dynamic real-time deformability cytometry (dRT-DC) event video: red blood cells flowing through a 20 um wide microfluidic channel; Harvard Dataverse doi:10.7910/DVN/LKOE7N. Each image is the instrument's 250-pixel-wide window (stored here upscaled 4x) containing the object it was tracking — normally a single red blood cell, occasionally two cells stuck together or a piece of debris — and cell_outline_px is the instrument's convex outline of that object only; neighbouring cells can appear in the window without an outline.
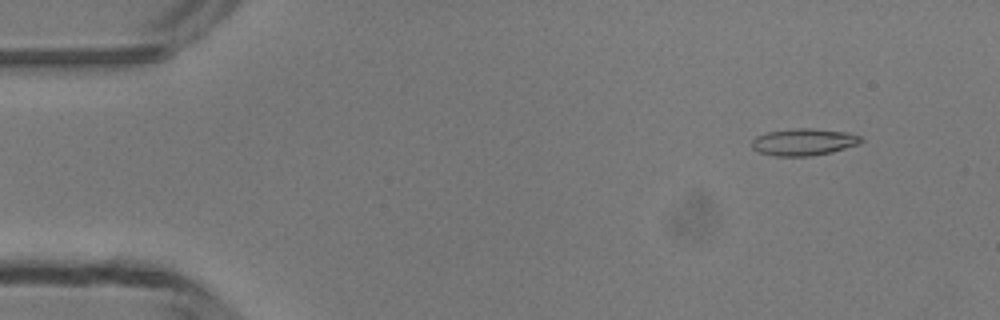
{"species": "common noctule bat (a hibernating species)", "species_latin": "Nyctalus noctula", "temperature_condition": "room temperature", "stored_images_in_passage": 49, "camera_frame_rate_fps": 3000, "um_per_image_px": 0.085, "animal": {"sex": "male", "body_mass_g": 13.3}, "frame": {"image": 1, "passage_image": 5, "time_ms": 1.333, "image_size_px": [1000, 320], "cell_outline_px": [[864, 140], [860, 144], [832, 152], [812, 156], [772, 156], [760, 152], [752, 148], [752, 140], [756, 136], [768, 132], [796, 128], [812, 128], [848, 132], [860, 136]], "centroid_in_image_um": [68.34, 12.07], "position_along_channel_um": 16.7, "area_um2": 17.28}}
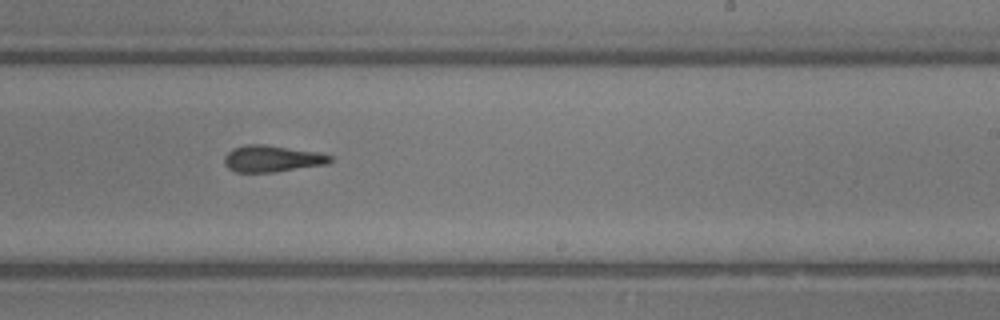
{"frame": {"image": 2, "passage_image": 30, "time_ms": 9.667, "image_size_px": [1000, 320], "cell_outline_px": [[332, 160], [328, 164], [272, 172], [236, 172], [228, 168], [224, 164], [224, 156], [232, 148], [248, 144], [264, 144], [320, 152], [332, 156]], "centroid_in_image_um": [23.12, 13.48], "position_along_channel_um": 265.9, "area_um2": 16.47}}
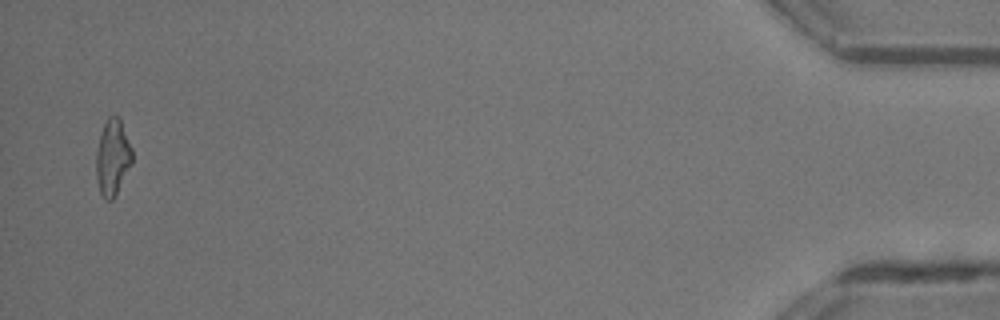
{"frame": {"image": 3, "passage_image": 48, "time_ms": 15.667, "image_size_px": [1000, 320], "cell_outline_px": [[132, 164], [112, 200], [104, 200], [100, 192], [96, 176], [96, 152], [100, 136], [104, 124], [108, 116], [120, 116], [132, 148]], "centroid_in_image_um": [9.58, 13.36], "position_along_channel_um": 425.6, "area_um2": 15.95}, "authors_computed_cell_mechanics": {"area_um2": 16.3574, "velocity_mm_per_s": 4.2063, "shape_relaxation_time_tau1_ms": 8.6446, "shape_relaxation_time_tau2_ms": 3.8589, "deformation_change_tau1": 0.2775, "deformation_change_tau2": 0.155}}